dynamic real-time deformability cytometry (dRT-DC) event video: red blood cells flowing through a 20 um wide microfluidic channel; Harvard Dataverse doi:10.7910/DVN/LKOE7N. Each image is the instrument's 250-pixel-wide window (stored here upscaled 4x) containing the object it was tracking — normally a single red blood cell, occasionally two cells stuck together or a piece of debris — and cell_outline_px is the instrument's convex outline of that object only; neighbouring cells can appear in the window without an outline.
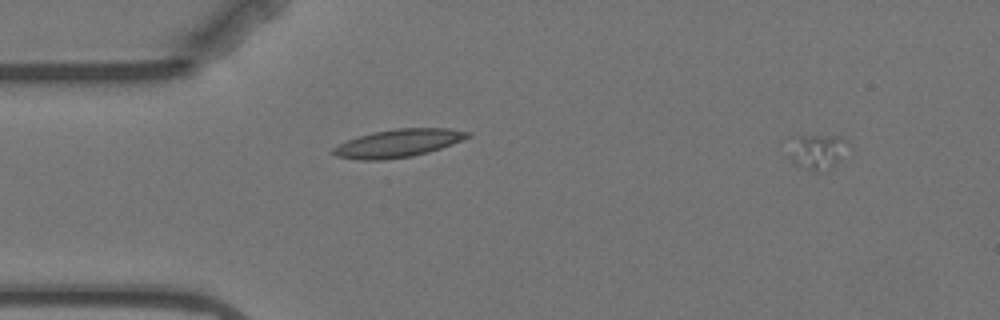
{"species": "Egyptian fruit bat (a non-hibernating species)", "species_latin": "Rousettus aegyptiacus", "temperature_condition": "warm", "stored_images_in_passage": 3, "camera_frame_rate_fps": 3000, "um_per_image_px": 0.085, "animal": {"sex": "female"}, "frame": {"image": 1, "passage_image": 1, "time_ms": 0.0, "image_size_px": [1000, 320], "cell_outline_px": [[848, 140], [836, 160], [828, 168], [816, 172], [804, 168], [796, 164], [792, 160], [792, 156], [800, 136], [840, 136]], "centroid_in_image_um": [69.52, 12.89], "position_along_channel_um": 15.5, "area_um2": 10.52}}